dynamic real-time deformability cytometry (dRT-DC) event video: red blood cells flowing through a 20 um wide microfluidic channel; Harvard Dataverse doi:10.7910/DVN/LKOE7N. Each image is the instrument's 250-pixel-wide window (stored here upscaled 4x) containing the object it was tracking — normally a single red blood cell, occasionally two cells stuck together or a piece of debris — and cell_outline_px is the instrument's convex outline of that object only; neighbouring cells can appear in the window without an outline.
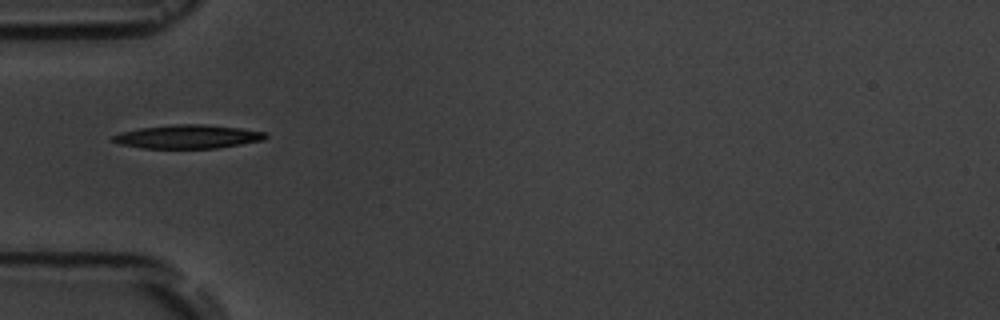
{"species": "common noctule bat (a hibernating species)", "species_latin": "Nyctalus noctula", "temperature_condition": "room temperature", "stored_images_in_passage": 16, "camera_frame_rate_fps": 3000, "um_per_image_px": 0.085, "animal": {"sex": "male", "body_mass_g": 19.5, "forearm_length_mm": 54.6}, "frame": {"image": 1, "passage_image": 5, "time_ms": 5.667, "image_size_px": [1000, 320], "cell_outline_px": [[268, 136], [264, 140], [216, 148], [140, 148], [120, 144], [112, 140], [112, 136], [120, 132], [140, 128], [176, 124], [204, 124], [240, 128], [268, 132]], "centroid_in_image_um": [15.98, 11.61], "position_along_channel_um": 69.0, "area_um2": 21.04}}
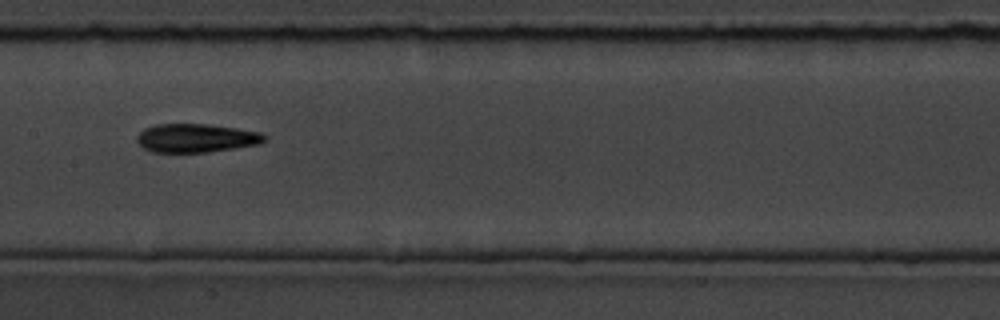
{"frame": {"image": 2, "passage_image": 8, "time_ms": 9.0, "image_size_px": [1000, 320], "cell_outline_px": [[268, 136], [260, 144], [236, 148], [208, 152], [152, 152], [144, 148], [136, 140], [136, 136], [144, 128], [156, 124], [208, 124], [264, 132]], "centroid_in_image_um": [16.7, 11.73], "position_along_channel_um": 190.7, "area_um2": 21.44}}
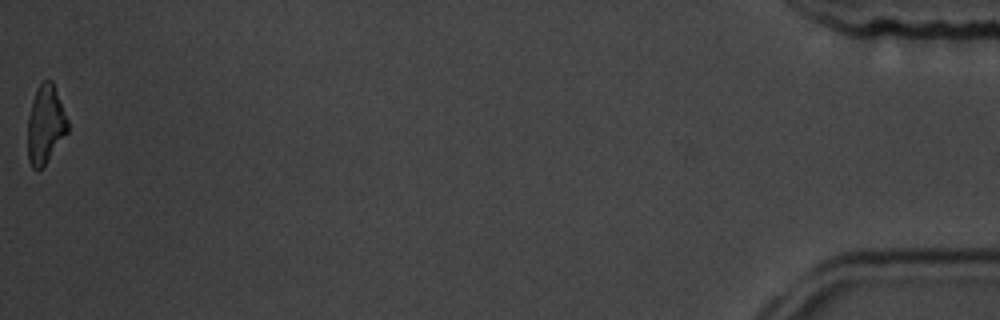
{"frame": {"image": 3, "passage_image": 16, "time_ms": 18.333, "image_size_px": [1000, 320], "cell_outline_px": [[68, 132], [44, 164], [40, 168], [32, 168], [28, 160], [28, 116], [32, 100], [36, 88], [44, 80], [52, 80], [68, 120]], "centroid_in_image_um": [3.86, 10.55], "position_along_channel_um": 431.3, "area_um2": 18.03}, "authors_computed_cell_mechanics": {"area_um2": 20.808, "velocity_mm_per_s": 3.6502, "shape_relaxation_time_tau1_ms": 4.9055, "shape_relaxation_time_tau2_ms": null, "deformation_change_tau1": 0.1677, "deformation_change_tau2": null}}